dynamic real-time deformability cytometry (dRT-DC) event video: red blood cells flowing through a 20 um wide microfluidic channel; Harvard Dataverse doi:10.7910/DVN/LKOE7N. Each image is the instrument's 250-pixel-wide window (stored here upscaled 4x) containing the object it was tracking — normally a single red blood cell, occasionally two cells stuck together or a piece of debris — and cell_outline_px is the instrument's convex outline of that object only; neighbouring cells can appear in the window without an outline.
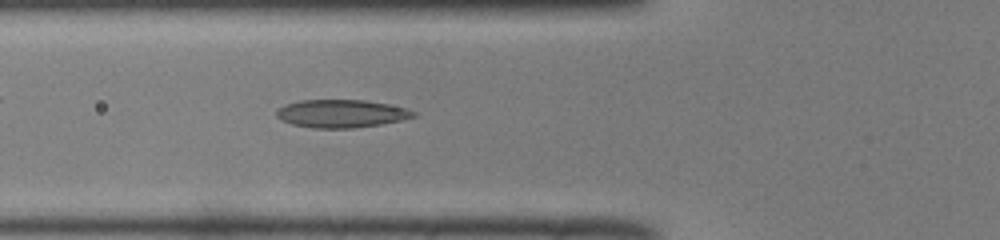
{"species": "common noctule bat (a hibernating species)", "species_latin": "Nyctalus noctula", "temperature_condition": "room temperature", "stored_images_in_passage": 50, "camera_frame_rate_fps": 3000, "um_per_image_px": 0.085, "animal": {"sex": "male", "body_mass_g": 19.0, "forearm_length_mm": 50.8}, "frame": {"image": 1, "passage_image": 18, "time_ms": 5.667, "image_size_px": [1000, 240], "cell_outline_px": [[416, 116], [400, 120], [380, 124], [352, 128], [316, 128], [292, 124], [280, 120], [276, 116], [276, 108], [300, 100], [364, 100], [388, 104], [404, 108], [416, 112]], "centroid_in_image_um": [28.97, 9.65], "position_along_channel_um": 96.8, "area_um2": 22.14}}
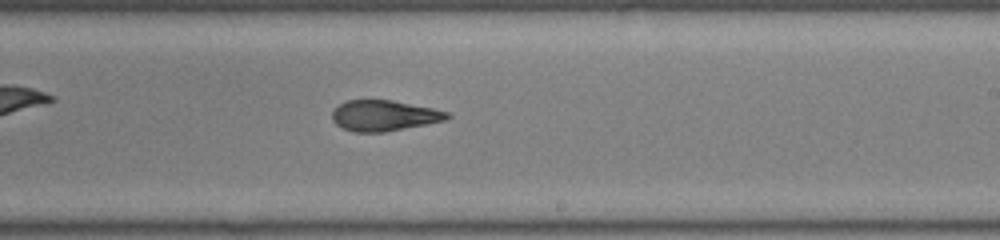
{"frame": {"image": 2, "passage_image": 30, "time_ms": 9.667, "image_size_px": [1000, 240], "cell_outline_px": [[452, 116], [444, 120], [384, 132], [352, 132], [340, 128], [332, 120], [332, 112], [340, 104], [348, 100], [392, 100], [432, 108], [448, 112]], "centroid_in_image_um": [32.6, 9.83], "position_along_channel_um": 256.4, "area_um2": 20.4}}
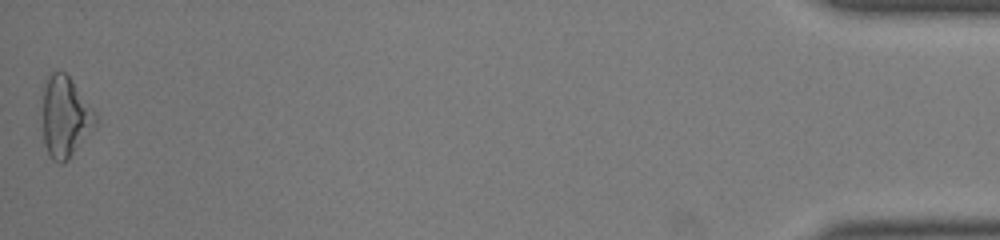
{"frame": {"image": 3, "passage_image": 50, "time_ms": 16.333, "image_size_px": [1000, 240], "cell_outline_px": [[96, 124], [68, 160], [60, 164], [52, 160], [48, 156], [44, 144], [44, 88], [48, 76], [52, 72], [64, 72], [72, 80], [96, 112]], "centroid_in_image_um": [5.55, 9.96], "position_along_channel_um": 429.7, "area_um2": 24.57}, "authors_computed_cell_mechanics": {"area_um2": 21.8195, "velocity_mm_per_s": 3.9914, "shape_relaxation_time_tau1_ms": null, "shape_relaxation_time_tau2_ms": 2.6768, "deformation_change_tau1": null, "deformation_change_tau2": 0.1033}}